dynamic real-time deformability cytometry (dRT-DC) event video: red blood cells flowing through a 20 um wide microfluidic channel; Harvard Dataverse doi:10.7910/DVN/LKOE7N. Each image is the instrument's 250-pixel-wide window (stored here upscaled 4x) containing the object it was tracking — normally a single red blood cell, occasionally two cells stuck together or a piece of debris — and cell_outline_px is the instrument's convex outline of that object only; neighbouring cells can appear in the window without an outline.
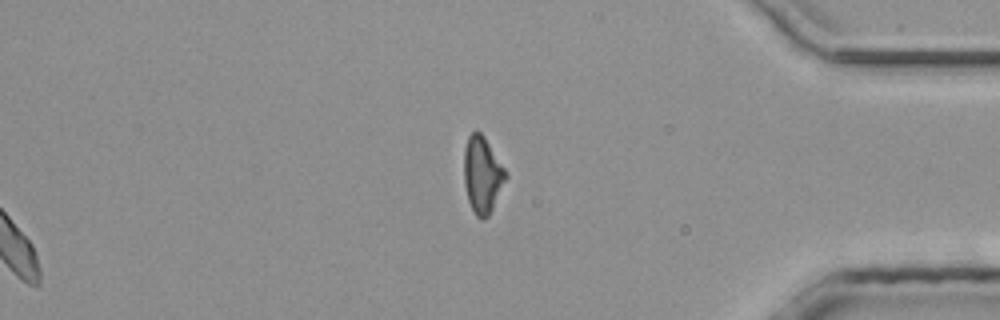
{"species": "common noctule bat (a hibernating species)", "species_latin": "Nyctalus noctula", "temperature_condition": "room temperature", "stored_images_in_passage": 35, "segment_of_instrument_passage": [2, 2], "camera_frame_rate_fps": 3000, "um_per_image_px": 0.085, "animal": {"sex": "male", "body_mass_g": 20.4}, "frame": {"image": 1, "passage_image": 35, "time_ms": 11.333, "image_size_px": [1000, 320], "cell_outline_px": [[508, 176], [488, 216], [476, 216], [468, 200], [464, 184], [464, 148], [468, 136], [476, 128], [484, 136], [508, 172]], "centroid_in_image_um": [41.0, 14.78], "position_along_channel_um": 394.2, "area_um2": 18.55}}